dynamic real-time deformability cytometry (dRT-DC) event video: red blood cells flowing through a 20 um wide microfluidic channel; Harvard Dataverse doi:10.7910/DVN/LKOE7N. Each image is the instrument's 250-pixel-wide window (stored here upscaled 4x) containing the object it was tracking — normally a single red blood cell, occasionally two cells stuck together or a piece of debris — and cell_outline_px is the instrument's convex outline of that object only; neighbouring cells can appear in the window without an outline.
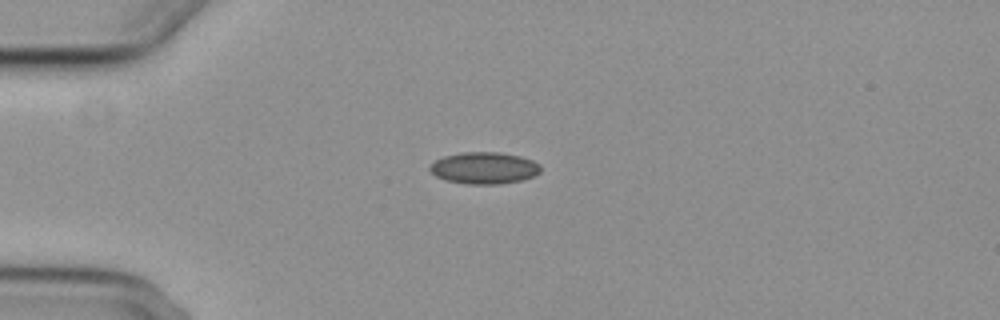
{"species": "common noctule bat (a hibernating species)", "species_latin": "Nyctalus noctula", "temperature_condition": "cold", "stored_images_in_passage": 3, "camera_frame_rate_fps": 3000, "um_per_image_px": 0.085, "animal": {"sex": "female", "body_mass_g": 29.2, "forearm_length_mm": 56.3}, "frame": {"image": 1, "passage_image": 1, "time_ms": 0.0, "image_size_px": [1000, 320], "cell_outline_px": [[540, 172], [532, 176], [520, 180], [500, 184], [468, 184], [444, 180], [436, 176], [428, 168], [436, 160], [444, 156], [460, 152], [500, 152], [520, 156], [532, 160], [540, 164]], "centroid_in_image_um": [41.14, 14.27], "position_along_channel_um": 43.9, "area_um2": 20.46}}
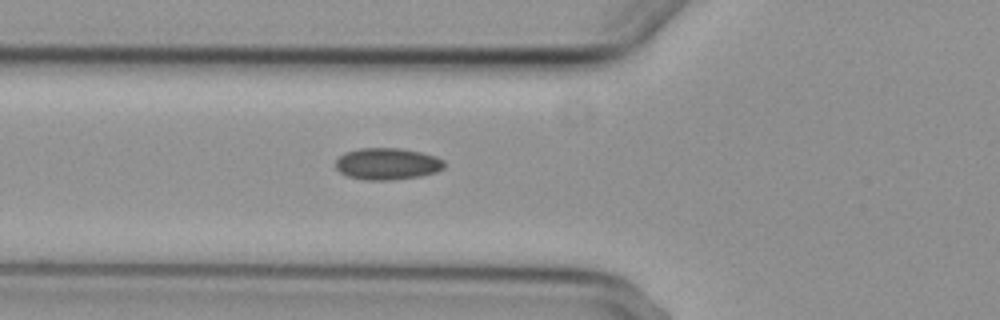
{"frame": {"image": 2, "passage_image": 3, "time_ms": 2.0, "image_size_px": [1000, 320], "cell_outline_px": [[444, 168], [436, 172], [420, 176], [388, 180], [364, 180], [348, 176], [340, 172], [336, 168], [336, 160], [344, 152], [360, 148], [400, 148], [420, 152], [436, 156], [444, 160]], "centroid_in_image_um": [32.92, 13.92], "position_along_channel_um": 92.9, "area_um2": 20.11}}